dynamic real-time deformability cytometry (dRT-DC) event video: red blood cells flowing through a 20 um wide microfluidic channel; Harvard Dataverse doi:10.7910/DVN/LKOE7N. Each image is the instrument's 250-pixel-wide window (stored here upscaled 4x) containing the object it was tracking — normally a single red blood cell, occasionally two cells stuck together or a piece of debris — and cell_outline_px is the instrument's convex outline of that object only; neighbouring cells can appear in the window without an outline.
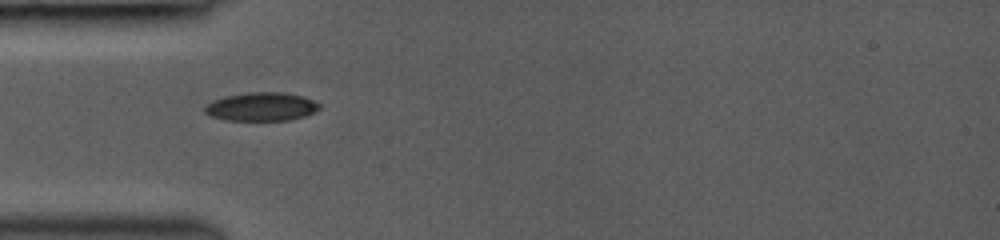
{"species": "common noctule bat (a hibernating species)", "species_latin": "Nyctalus noctula", "temperature_condition": "room temperature", "stored_images_in_passage": 6, "camera_frame_rate_fps": 3000, "um_per_image_px": 0.085, "animal": {"sex": "female", "body_mass_g": 19.0, "forearm_length_mm": 53.3}, "frame": {"image": 1, "passage_image": 1, "time_ms": 0.0, "image_size_px": [1000, 240], "cell_outline_px": [[320, 108], [316, 112], [304, 116], [288, 120], [228, 120], [208, 116], [204, 112], [204, 108], [212, 100], [224, 96], [248, 92], [284, 92], [304, 96], [320, 104]], "centroid_in_image_um": [22.21, 9.06], "position_along_channel_um": 62.8, "area_um2": 19.19}}
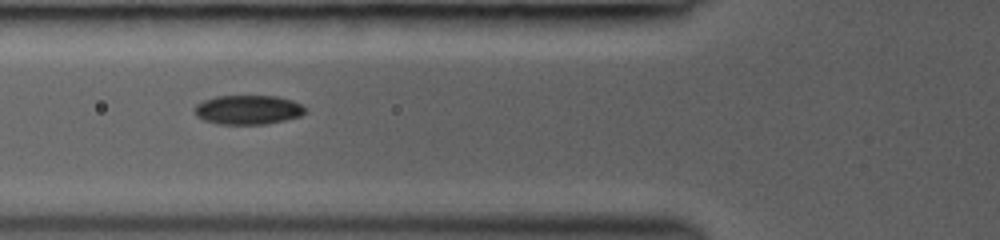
{"frame": {"image": 2, "passage_image": 3, "time_ms": 1.0, "image_size_px": [1000, 240], "cell_outline_px": [[308, 112], [300, 116], [268, 124], [216, 124], [204, 120], [196, 116], [192, 108], [196, 104], [204, 100], [216, 96], [276, 96], [292, 100], [308, 108]], "centroid_in_image_um": [21.08, 9.33], "position_along_channel_um": 104.7, "area_um2": 19.13}}
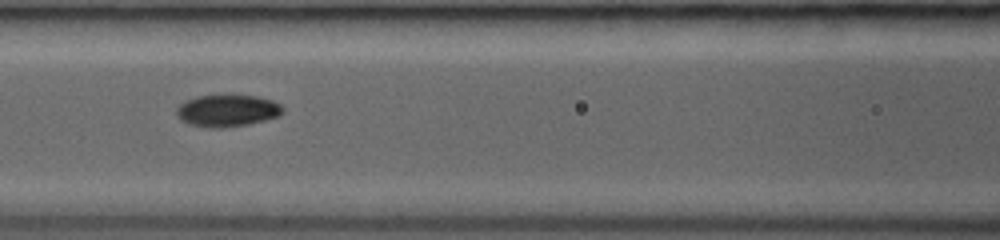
{"frame": {"image": 3, "passage_image": 5, "time_ms": 2.0, "image_size_px": [1000, 240], "cell_outline_px": [[284, 112], [280, 116], [248, 124], [224, 128], [212, 128], [188, 124], [180, 120], [176, 116], [176, 108], [184, 100], [196, 96], [232, 92], [260, 96], [272, 100], [280, 104], [284, 108]], "centroid_in_image_um": [19.32, 9.35], "position_along_channel_um": 147.3, "area_um2": 20.87}}